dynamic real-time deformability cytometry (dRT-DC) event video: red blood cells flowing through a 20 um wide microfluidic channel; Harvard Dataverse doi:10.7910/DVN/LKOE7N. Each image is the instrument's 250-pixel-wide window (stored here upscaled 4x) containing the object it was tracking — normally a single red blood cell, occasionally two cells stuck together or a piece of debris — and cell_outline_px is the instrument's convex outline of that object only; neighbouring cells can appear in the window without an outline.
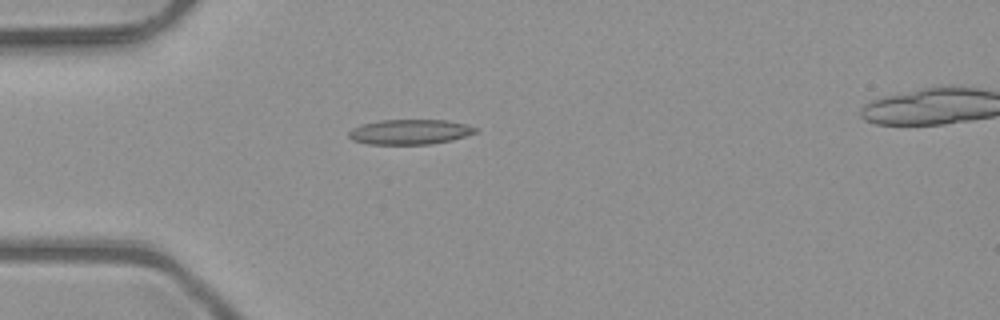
{"species": "common noctule bat (a hibernating species)", "species_latin": "Nyctalus noctula", "temperature_condition": "room temperature", "stored_images_in_passage": 3, "camera_frame_rate_fps": 3000, "um_per_image_px": 0.085, "animal": {"sex": "male", "body_mass_g": 23.1, "forearm_length_mm": 52.7}, "frame": {"image": 1, "passage_image": 1, "time_ms": 0.0, "image_size_px": [1000, 320], "cell_outline_px": [[476, 132], [452, 140], [432, 144], [368, 144], [352, 140], [348, 136], [348, 132], [352, 128], [364, 124], [380, 120], [444, 120], [464, 124], [476, 128]], "centroid_in_image_um": [34.79, 11.22], "position_along_channel_um": 50.2, "area_um2": 18.26}}
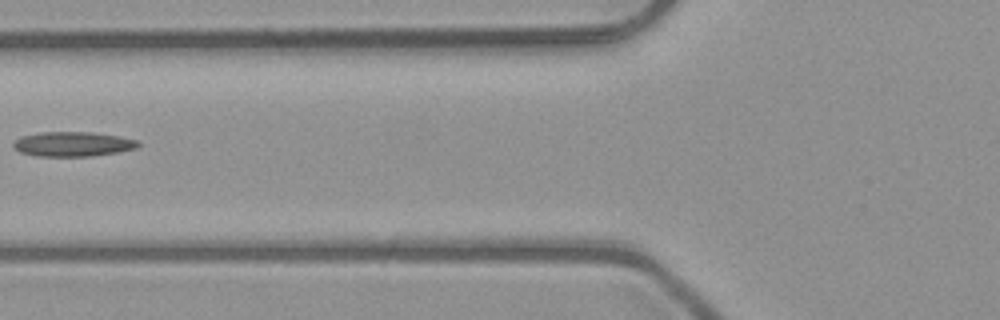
{"frame": {"image": 2, "passage_image": 3, "time_ms": 0.667, "image_size_px": [1000, 320], "cell_outline_px": [[140, 144], [136, 148], [116, 152], [92, 156], [36, 156], [20, 152], [12, 148], [12, 144], [20, 136], [40, 132], [92, 132], [116, 136], [136, 140]], "centroid_in_image_um": [6.12, 12.25], "position_along_channel_um": 119.7, "area_um2": 17.86}}